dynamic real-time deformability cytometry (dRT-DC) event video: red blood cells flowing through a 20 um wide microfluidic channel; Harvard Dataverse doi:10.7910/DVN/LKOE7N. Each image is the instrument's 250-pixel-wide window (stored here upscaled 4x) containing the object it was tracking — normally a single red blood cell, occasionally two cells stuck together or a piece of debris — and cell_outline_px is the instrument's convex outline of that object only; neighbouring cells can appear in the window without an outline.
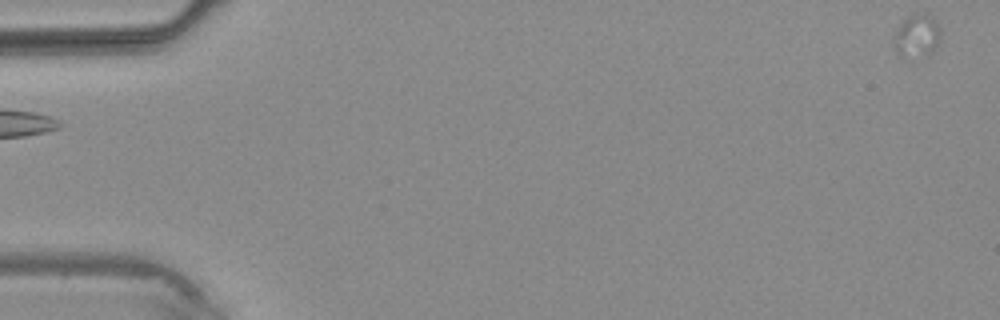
{"species": "common noctule bat (a hibernating species)", "species_latin": "Nyctalus noctula", "temperature_condition": "warm", "stored_images_in_passage": 2, "camera_frame_rate_fps": 3000, "um_per_image_px": 0.085, "animal": {"sex": "male", "body_mass_g": 20.4}, "frame": {"image": 1, "passage_image": 2, "time_ms": 1.333, "image_size_px": [1000, 320], "cell_outline_px": [[940, 40], [932, 52], [908, 60], [904, 60], [896, 52], [892, 44], [892, 40], [896, 28], [908, 16], [920, 12], [928, 12], [936, 20], [940, 28]], "centroid_in_image_um": [77.9, 3.06], "position_along_channel_um": 7.1, "area_um2": 12.31}}